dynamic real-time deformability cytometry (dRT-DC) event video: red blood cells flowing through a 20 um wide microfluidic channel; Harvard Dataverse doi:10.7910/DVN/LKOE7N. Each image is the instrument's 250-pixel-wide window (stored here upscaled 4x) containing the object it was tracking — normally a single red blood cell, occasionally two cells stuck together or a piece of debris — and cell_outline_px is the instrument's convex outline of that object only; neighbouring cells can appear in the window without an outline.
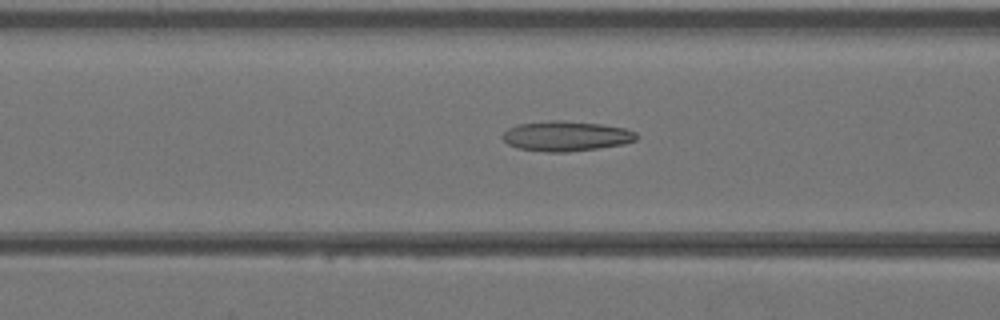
{"species": "Egyptian fruit bat (a non-hibernating species)", "species_latin": "Rousettus aegyptiacus", "temperature_condition": "warm", "stored_images_in_passage": 24, "camera_frame_rate_fps": 3000, "um_per_image_px": 0.085, "animal": {"sex": "female"}, "frame": {"image": 1, "passage_image": 8, "time_ms": 2.333, "image_size_px": [1000, 320], "cell_outline_px": [[636, 140], [624, 144], [568, 152], [548, 152], [516, 148], [508, 144], [500, 136], [508, 128], [516, 124], [548, 120], [564, 120], [604, 124], [624, 128], [636, 132]], "centroid_in_image_um": [48.08, 11.55], "position_along_channel_um": 118.5, "area_um2": 23.64}}
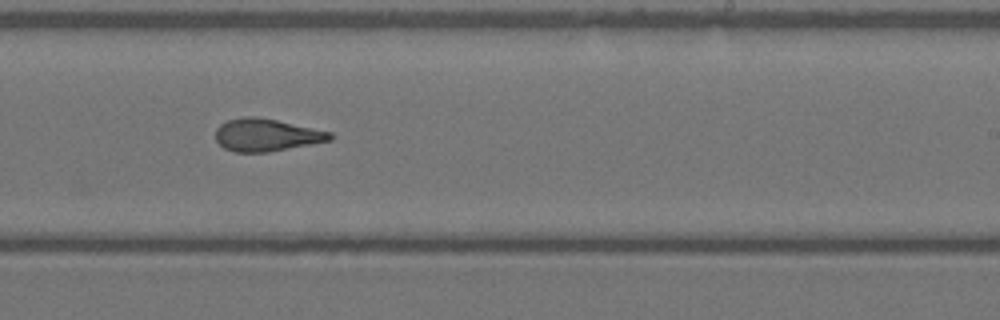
{"frame": {"image": 2, "passage_image": 17, "time_ms": 5.333, "image_size_px": [1000, 320], "cell_outline_px": [[332, 140], [268, 152], [236, 152], [224, 148], [216, 140], [216, 128], [220, 124], [228, 120], [244, 116], [252, 116], [276, 120], [332, 132]], "centroid_in_image_um": [22.63, 11.47], "position_along_channel_um": 266.4, "area_um2": 21.5}}
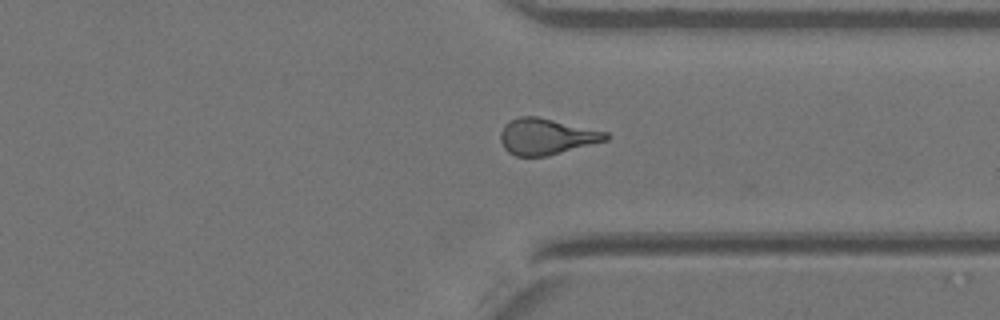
{"frame": {"image": 3, "passage_image": 23, "time_ms": 7.333, "image_size_px": [1000, 320], "cell_outline_px": [[608, 140], [548, 156], [516, 156], [508, 152], [504, 148], [500, 140], [500, 132], [504, 124], [520, 116], [536, 116], [608, 132]], "centroid_in_image_um": [46.43, 11.61], "position_along_channel_um": 365.0, "area_um2": 22.14}}